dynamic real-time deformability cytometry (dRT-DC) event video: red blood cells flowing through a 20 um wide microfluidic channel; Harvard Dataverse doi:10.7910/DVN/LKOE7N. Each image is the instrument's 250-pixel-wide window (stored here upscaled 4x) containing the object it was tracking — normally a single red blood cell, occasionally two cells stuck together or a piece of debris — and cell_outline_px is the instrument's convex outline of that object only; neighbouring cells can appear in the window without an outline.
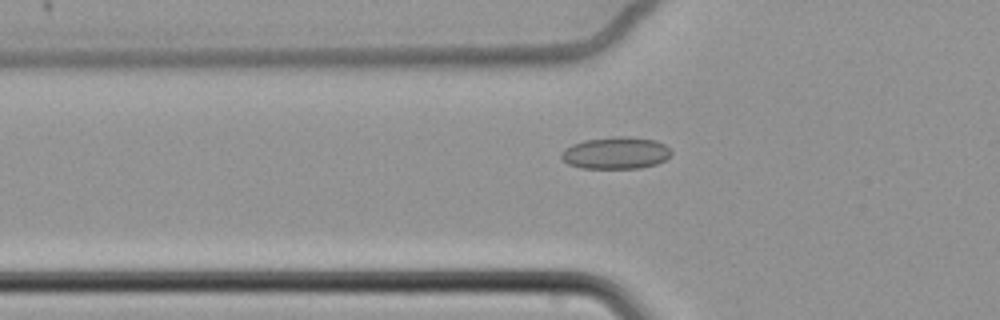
{"species": "common noctule bat (a hibernating species)", "species_latin": "Nyctalus noctula", "temperature_condition": "cold", "stored_images_in_passage": 61, "camera_frame_rate_fps": 3000, "um_per_image_px": 0.085, "animal": {"sex": "female", "body_mass_g": 22.7, "forearm_length_mm": 54.2}, "frame": {"image": 1, "passage_image": 22, "time_ms": 7.0, "image_size_px": [1000, 320], "cell_outline_px": [[672, 152], [664, 160], [656, 164], [640, 168], [580, 168], [568, 164], [560, 160], [560, 152], [564, 148], [572, 144], [584, 140], [616, 136], [628, 136], [656, 140], [664, 144]], "centroid_in_image_um": [52.28, 13.0], "position_along_channel_um": 73.5, "area_um2": 20.69}}
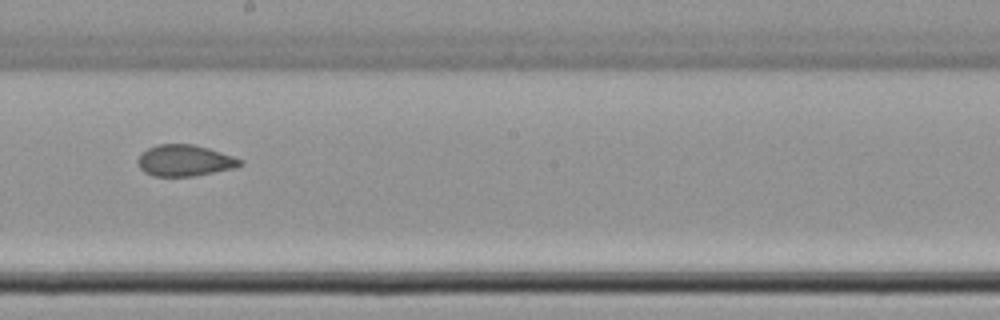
{"frame": {"image": 2, "passage_image": 36, "time_ms": 11.667, "image_size_px": [1000, 320], "cell_outline_px": [[244, 164], [236, 168], [192, 176], [152, 176], [144, 172], [140, 168], [136, 160], [148, 148], [156, 144], [192, 144], [208, 148], [244, 160]], "centroid_in_image_um": [15.71, 13.65], "position_along_channel_um": 232.5, "area_um2": 18.67}}
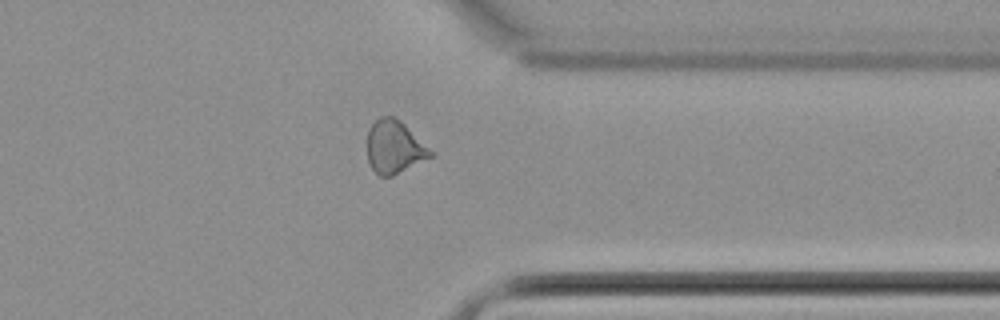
{"frame": {"image": 3, "passage_image": 49, "time_ms": 16.0, "image_size_px": [1000, 320], "cell_outline_px": [[436, 152], [432, 156], [392, 176], [380, 176], [372, 168], [368, 160], [368, 128], [380, 116], [392, 116], [400, 120]], "centroid_in_image_um": [33.55, 12.48], "position_along_channel_um": 377.9, "area_um2": 19.54}, "authors_computed_cell_mechanics": {"area_um2": 19.9988, "velocity_mm_per_s": 3.4167, "shape_relaxation_time_tau1_ms": null, "shape_relaxation_time_tau2_ms": 2.2857, "deformation_change_tau1": null, "deformation_change_tau2": 0.0636}}